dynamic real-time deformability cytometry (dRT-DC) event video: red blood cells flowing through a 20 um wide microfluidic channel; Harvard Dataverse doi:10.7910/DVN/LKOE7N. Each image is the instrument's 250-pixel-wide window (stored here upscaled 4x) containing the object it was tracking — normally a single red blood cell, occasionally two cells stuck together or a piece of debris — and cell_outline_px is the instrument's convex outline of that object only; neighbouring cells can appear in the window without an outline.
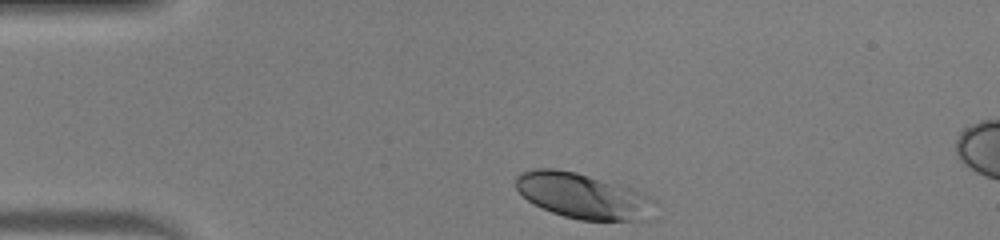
{"species": "human", "species_latin": "Homo sapiens", "temperature_condition": "warm", "stored_images_in_passage": 32, "camera_frame_rate_fps": 3000, "um_per_image_px": 0.085, "donor": {"sex": "male"}, "frame": {"image": 1, "passage_image": 1, "time_ms": 0.0, "image_size_px": [1000, 240], "cell_outline_px": [[656, 200], [648, 220], [580, 220], [564, 216], [552, 212], [528, 200], [516, 188], [516, 176], [520, 172], [532, 168], [556, 168], [576, 172], [628, 188], [648, 196]], "centroid_in_image_um": [49.51, 16.64], "position_along_channel_um": 35.5, "area_um2": 36.24}}
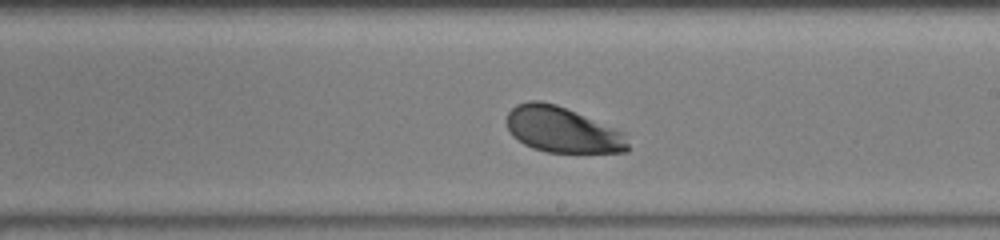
{"frame": {"image": 2, "passage_image": 19, "time_ms": 6.0, "image_size_px": [1000, 240], "cell_outline_px": [[628, 152], [548, 152], [532, 148], [524, 144], [512, 136], [504, 120], [508, 112], [516, 104], [528, 100], [540, 100], [556, 104], [624, 132], [628, 144]], "centroid_in_image_um": [47.74, 11.02], "position_along_channel_um": 241.3, "area_um2": 32.31}}
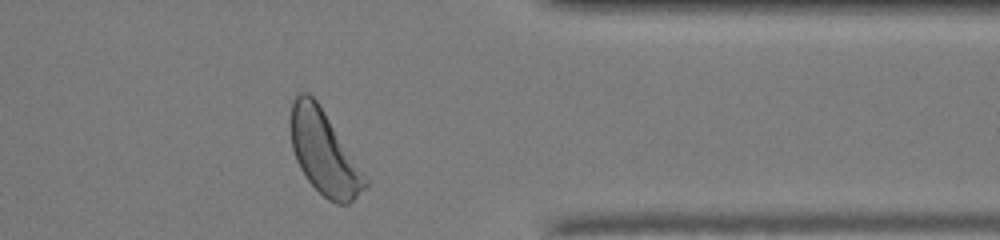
{"frame": {"image": 3, "passage_image": 30, "time_ms": 9.667, "image_size_px": [1000, 240], "cell_outline_px": [[368, 188], [348, 204], [336, 204], [328, 200], [308, 180], [300, 168], [296, 160], [292, 148], [288, 124], [292, 100], [300, 92], [308, 92], [316, 100], [324, 112], [368, 180]], "centroid_in_image_um": [27.5, 12.97], "position_along_channel_um": 383.9, "area_um2": 36.13}, "authors_computed_cell_mechanics": {"area_um2": 33.8708, "velocity_mm_per_s": 4.2034, "shape_relaxation_time_tau1_ms": 1.2534, "shape_relaxation_time_tau2_ms": null, "deformation_change_tau1": 0.1308, "deformation_change_tau2": null}}